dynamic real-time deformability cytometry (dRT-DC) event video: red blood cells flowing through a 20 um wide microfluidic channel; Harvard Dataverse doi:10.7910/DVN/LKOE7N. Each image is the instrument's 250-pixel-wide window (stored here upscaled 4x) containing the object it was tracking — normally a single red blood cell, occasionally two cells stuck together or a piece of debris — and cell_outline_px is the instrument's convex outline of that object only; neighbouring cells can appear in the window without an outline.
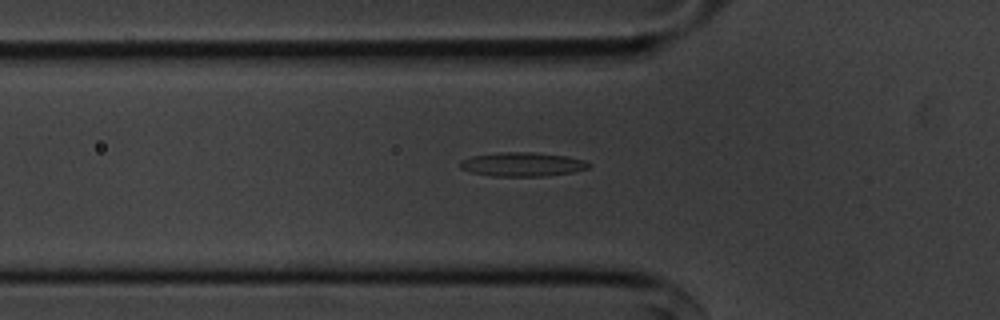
{"species": "common noctule bat (a hibernating species)", "species_latin": "Nyctalus noctula", "temperature_condition": "cold", "stored_images_in_passage": 42, "camera_frame_rate_fps": 3000, "um_per_image_px": 0.085, "animal": {"sex": "male", "body_mass_g": 20.1, "forearm_length_mm": 53.5}, "frame": {"image": 1, "passage_image": 5, "time_ms": 1.333, "image_size_px": [1000, 320], "cell_outline_px": [[592, 164], [588, 168], [572, 172], [544, 176], [492, 176], [472, 172], [460, 168], [460, 160], [472, 156], [504, 152], [532, 152], [564, 156], [584, 160]], "centroid_in_image_um": [44.4, 13.97], "position_along_channel_um": 81.4, "area_um2": 17.8}}
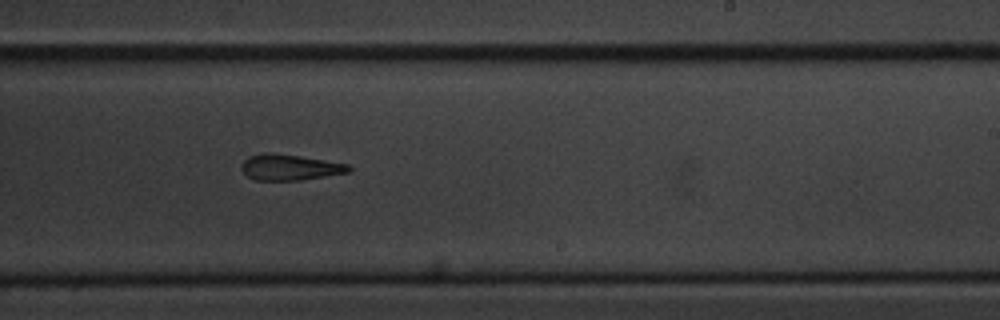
{"frame": {"image": 2, "passage_image": 20, "time_ms": 6.333, "image_size_px": [1000, 320], "cell_outline_px": [[352, 172], [300, 180], [256, 180], [248, 176], [240, 168], [240, 164], [248, 156], [264, 152], [272, 152], [300, 156], [348, 164], [352, 168]], "centroid_in_image_um": [24.62, 14.21], "position_along_channel_um": 264.4, "area_um2": 16.3}}
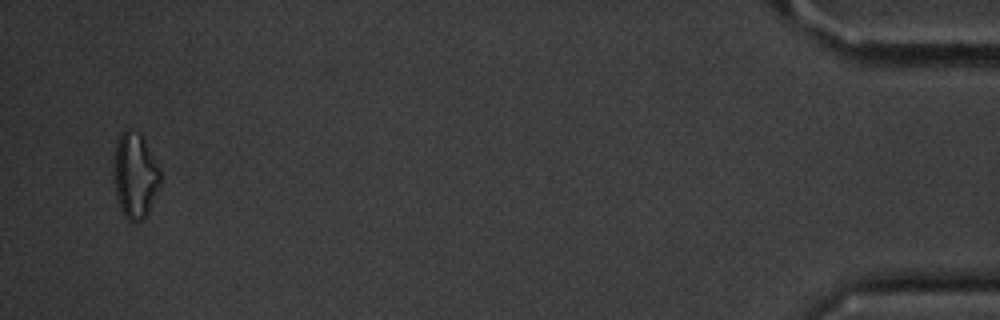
{"frame": {"image": 3, "passage_image": 40, "time_ms": 13.0, "image_size_px": [1000, 320], "cell_outline_px": [[160, 188], [144, 220], [128, 220], [124, 216], [120, 208], [116, 196], [112, 176], [116, 140], [120, 132], [124, 128], [128, 128], [140, 132], [160, 168]], "centroid_in_image_um": [11.46, 14.88], "position_along_channel_um": 423.7, "area_um2": 23.76}, "authors_computed_cell_mechanics": {"area_um2": 17.5134, "velocity_mm_per_s": 3.6386, "shape_relaxation_time_tau1_ms": 5.5563, "shape_relaxation_time_tau2_ms": 1.7768, "deformation_change_tau1": 0.1704, "deformation_change_tau2": 0.1221}}